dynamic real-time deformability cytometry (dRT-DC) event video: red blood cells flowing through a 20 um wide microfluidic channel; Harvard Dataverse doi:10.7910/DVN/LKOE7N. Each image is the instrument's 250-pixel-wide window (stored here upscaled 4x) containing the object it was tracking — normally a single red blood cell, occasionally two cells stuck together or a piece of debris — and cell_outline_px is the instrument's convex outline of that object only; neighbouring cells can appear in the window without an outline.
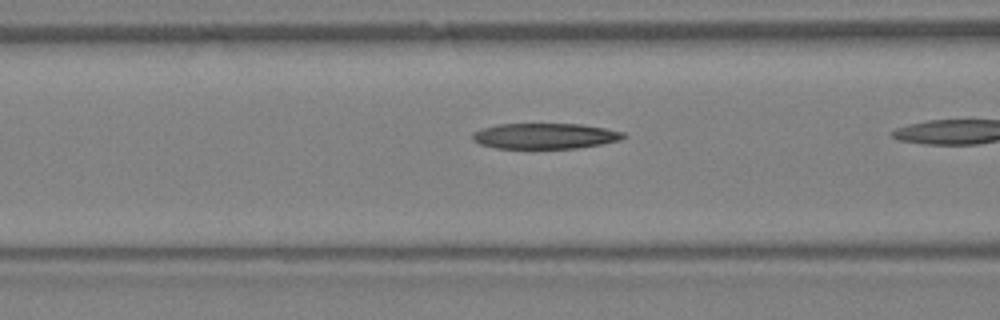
{"species": "Egyptian fruit bat (a non-hibernating species)", "species_latin": "Rousettus aegyptiacus", "temperature_condition": "warm", "stored_images_in_passage": 14, "camera_frame_rate_fps": 3000, "um_per_image_px": 0.085, "animal": {"sex": "female"}, "frame": {"image": 1, "passage_image": 5, "time_ms": 1.333, "image_size_px": [1000, 320], "cell_outline_px": [[628, 136], [620, 140], [600, 144], [576, 148], [496, 148], [480, 144], [472, 140], [472, 132], [496, 124], [580, 124], [604, 128], [624, 132]], "centroid_in_image_um": [46.31, 11.56], "position_along_channel_um": 120.3, "area_um2": 22.48}}
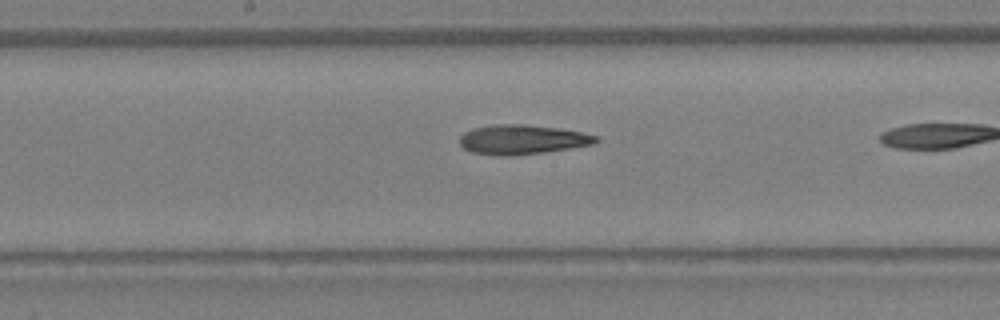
{"frame": {"image": 2, "passage_image": 10, "time_ms": 3.0, "image_size_px": [1000, 320], "cell_outline_px": [[600, 140], [596, 144], [544, 152], [508, 156], [500, 156], [472, 152], [464, 148], [460, 144], [460, 136], [464, 132], [472, 128], [492, 124], [524, 124], [556, 128], [580, 132], [596, 136]], "centroid_in_image_um": [44.37, 11.86], "position_along_channel_um": 203.8, "area_um2": 23.41}}